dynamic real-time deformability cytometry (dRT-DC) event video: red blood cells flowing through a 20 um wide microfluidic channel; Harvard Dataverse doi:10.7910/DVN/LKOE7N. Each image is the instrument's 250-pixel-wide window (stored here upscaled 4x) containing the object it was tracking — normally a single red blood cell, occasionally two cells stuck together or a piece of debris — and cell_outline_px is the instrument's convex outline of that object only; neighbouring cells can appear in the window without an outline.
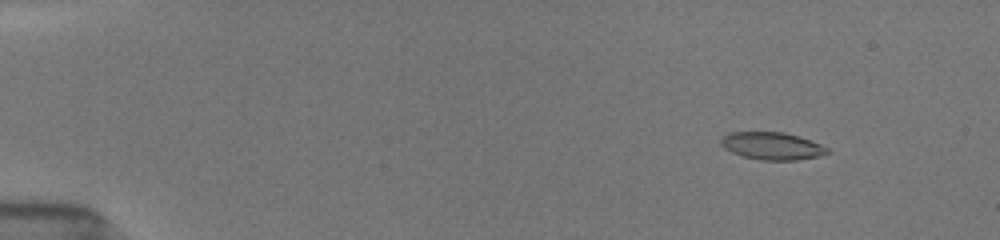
{"species": "common noctule bat (a hibernating species)", "species_latin": "Nyctalus noctula", "temperature_condition": "room temperature", "stored_images_in_passage": 46, "camera_frame_rate_fps": 3000, "um_per_image_px": 0.085, "animal": {"sex": "female", "body_mass_g": 19.5, "forearm_length_mm": 54.1}, "frame": {"image": 1, "passage_image": 5, "time_ms": 2.0, "image_size_px": [1000, 240], "cell_outline_px": [[832, 152], [816, 156], [796, 160], [760, 160], [744, 156], [732, 152], [724, 148], [720, 144], [720, 140], [728, 132], [784, 132], [800, 136], [820, 144], [828, 148]], "centroid_in_image_um": [65.62, 12.4], "position_along_channel_um": 19.4, "area_um2": 16.99}}
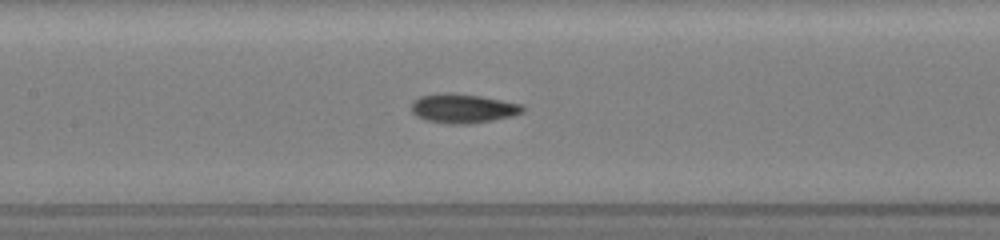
{"frame": {"image": 2, "passage_image": 28, "time_ms": 8.667, "image_size_px": [1000, 240], "cell_outline_px": [[524, 112], [512, 116], [492, 120], [468, 124], [448, 124], [424, 120], [416, 116], [412, 112], [412, 100], [420, 96], [444, 92], [456, 92], [480, 96], [524, 104]], "centroid_in_image_um": [39.34, 9.21], "position_along_channel_um": 168.1, "area_um2": 19.25}}
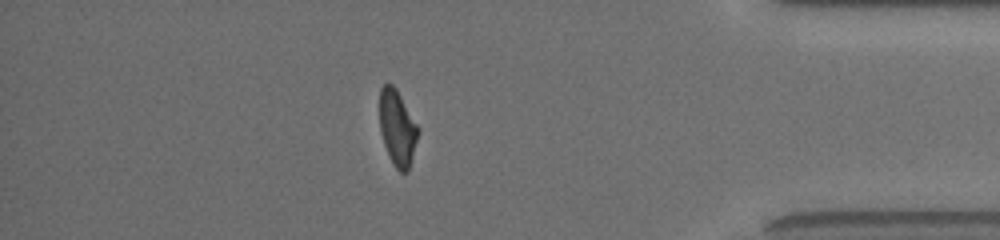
{"frame": {"image": 3, "passage_image": 42, "time_ms": 15.333, "image_size_px": [1000, 240], "cell_outline_px": [[420, 132], [408, 172], [400, 172], [392, 164], [384, 144], [380, 132], [380, 88], [384, 84], [392, 84], [396, 88], [420, 128]], "centroid_in_image_um": [33.8, 10.89], "position_along_channel_um": 401.4, "area_um2": 17.17}, "authors_computed_cell_mechanics": {"area_um2": 17.5134, "velocity_mm_per_s": 3.961, "shape_relaxation_time_tau1_ms": null, "shape_relaxation_time_tau2_ms": 2.5297, "deformation_change_tau1": null, "deformation_change_tau2": 0.0887}}